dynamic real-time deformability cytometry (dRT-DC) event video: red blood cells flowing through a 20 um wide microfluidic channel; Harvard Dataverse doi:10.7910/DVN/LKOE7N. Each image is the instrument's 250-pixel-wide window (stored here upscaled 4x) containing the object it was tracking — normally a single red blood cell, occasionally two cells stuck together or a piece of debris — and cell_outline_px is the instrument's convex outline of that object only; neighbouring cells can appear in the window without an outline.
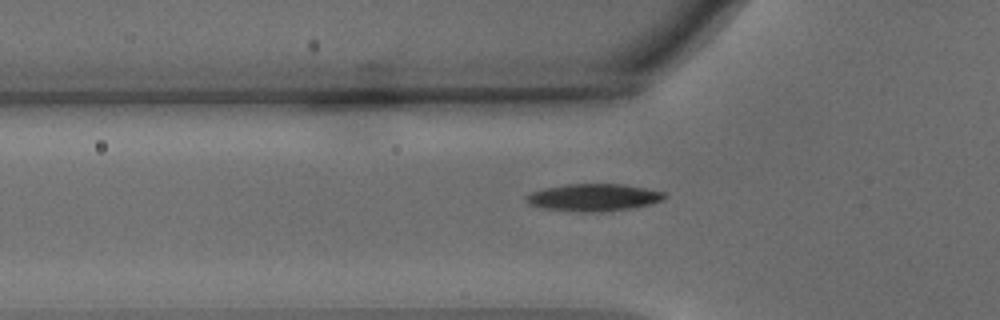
{"species": "common noctule bat (a hibernating species)", "species_latin": "Nyctalus noctula", "temperature_condition": "warm", "stored_images_in_passage": 40, "camera_frame_rate_fps": 3000, "um_per_image_px": 0.085, "animal": {"sex": "male", "body_mass_g": 15.6}, "frame": {"image": 1, "passage_image": 9, "time_ms": 2.667, "image_size_px": [1000, 320], "cell_outline_px": [[668, 196], [664, 200], [632, 208], [600, 212], [580, 212], [544, 208], [528, 204], [524, 200], [524, 196], [532, 192], [544, 188], [564, 184], [624, 184], [664, 192]], "centroid_in_image_um": [50.44, 16.78], "position_along_channel_um": 75.4, "area_um2": 22.08}}
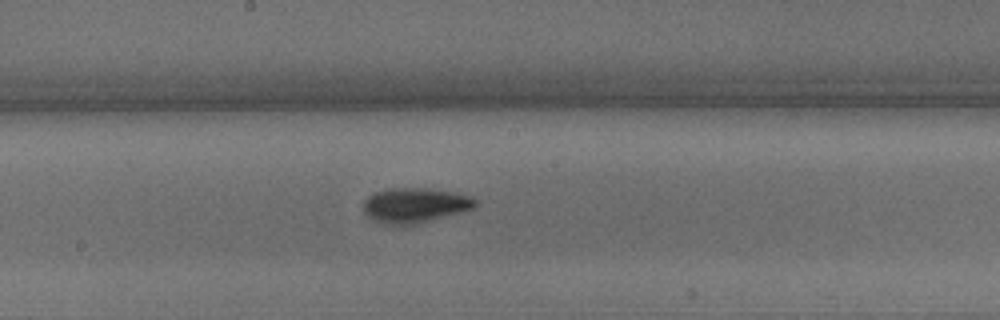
{"frame": {"image": 2, "passage_image": 20, "time_ms": 6.333, "image_size_px": [1000, 320], "cell_outline_px": [[476, 204], [472, 208], [412, 224], [384, 224], [372, 220], [364, 212], [364, 200], [368, 196], [376, 192], [392, 188], [428, 188], [452, 192], [472, 196], [476, 200]], "centroid_in_image_um": [35.21, 17.42], "position_along_channel_um": 213.0, "area_um2": 22.14}}
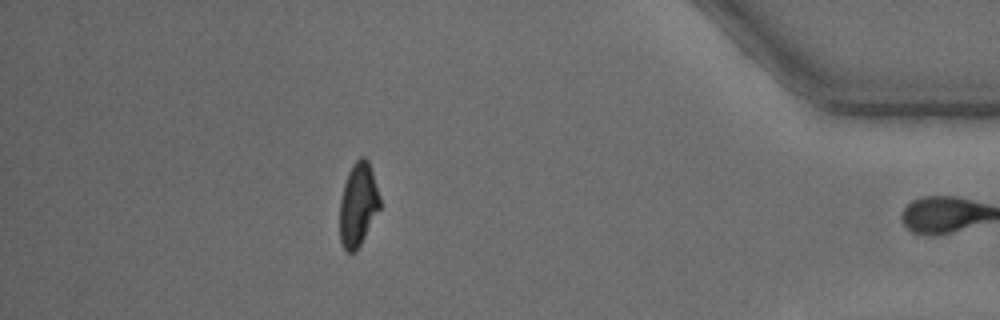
{"frame": {"image": 3, "passage_image": 39, "time_ms": 12.667, "image_size_px": [1000, 320], "cell_outline_px": [[380, 208], [356, 252], [348, 252], [344, 248], [340, 240], [340, 200], [344, 184], [348, 172], [352, 164], [360, 156], [364, 156], [368, 160], [380, 196]], "centroid_in_image_um": [30.43, 17.37], "position_along_channel_um": 404.8, "area_um2": 19.42}, "authors_computed_cell_mechanics": {"area_um2": 20.808, "velocity_mm_per_s": 3.7189, "shape_relaxation_time_tau1_ms": 3.2471, "shape_relaxation_time_tau2_ms": 4.2394, "deformation_change_tau1": 0.1525, "deformation_change_tau2": 0.1096}}